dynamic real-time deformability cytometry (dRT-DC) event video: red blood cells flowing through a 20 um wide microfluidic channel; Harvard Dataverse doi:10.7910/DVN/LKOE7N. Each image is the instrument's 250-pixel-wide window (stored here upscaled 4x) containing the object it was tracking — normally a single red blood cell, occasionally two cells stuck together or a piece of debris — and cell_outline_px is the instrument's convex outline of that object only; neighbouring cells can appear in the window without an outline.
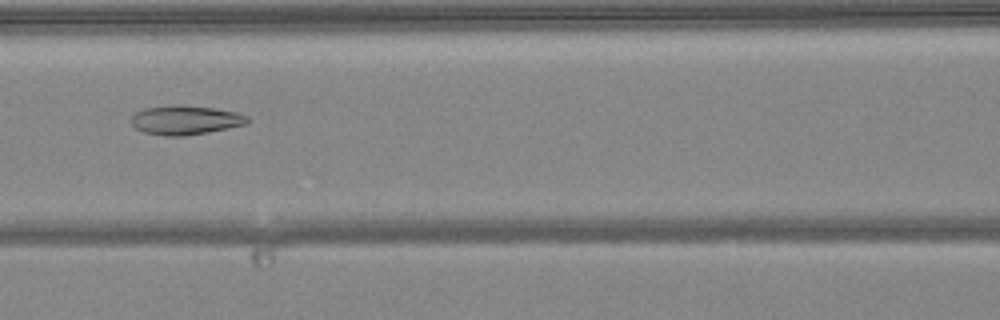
{"species": "common noctule bat (a hibernating species)", "species_latin": "Nyctalus noctula", "temperature_condition": "warm", "stored_images_in_passage": 44, "camera_frame_rate_fps": 3000, "um_per_image_px": 0.085, "animal": {"sex": "female", "body_mass_g": 24.6, "forearm_length_mm": 56.2}, "frame": {"image": 1, "passage_image": 20, "time_ms": 6.333, "image_size_px": [1000, 320], "cell_outline_px": [[248, 124], [184, 136], [164, 136], [144, 132], [136, 128], [132, 124], [132, 116], [136, 112], [144, 108], [180, 104], [212, 108], [236, 112], [248, 116]], "centroid_in_image_um": [15.75, 10.2], "position_along_channel_um": 150.9, "area_um2": 19.59}}
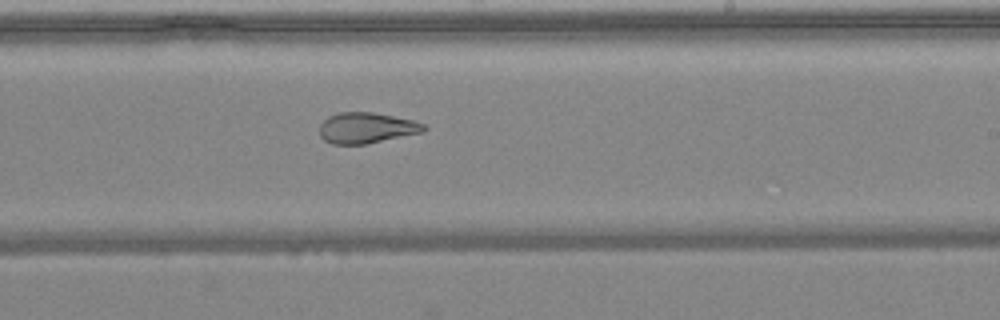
{"frame": {"image": 2, "passage_image": 28, "time_ms": 9.0, "image_size_px": [1000, 320], "cell_outline_px": [[428, 128], [424, 132], [368, 144], [332, 144], [324, 140], [320, 136], [320, 124], [328, 116], [340, 112], [372, 112], [412, 120], [424, 124]], "centroid_in_image_um": [31.16, 10.88], "position_along_channel_um": 257.8, "area_um2": 18.79}}
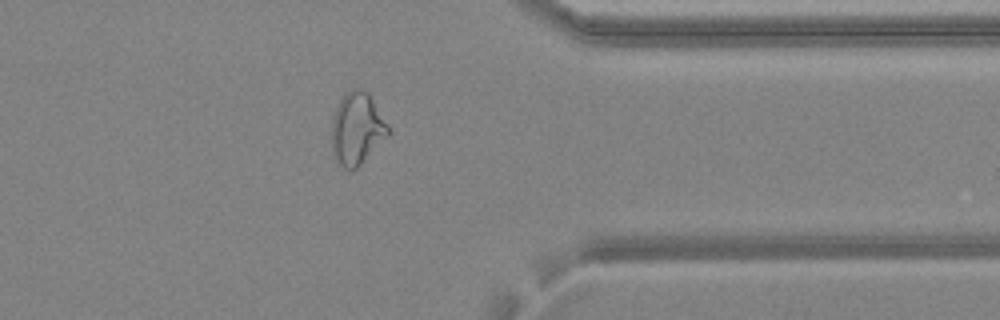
{"frame": {"image": 3, "passage_image": 38, "time_ms": 12.333, "image_size_px": [1000, 320], "cell_outline_px": [[388, 136], [356, 168], [340, 168], [332, 156], [332, 116], [340, 100], [352, 88], [364, 88], [368, 92], [388, 124]], "centroid_in_image_um": [30.32, 10.93], "position_along_channel_um": 381.1, "area_um2": 23.7}}